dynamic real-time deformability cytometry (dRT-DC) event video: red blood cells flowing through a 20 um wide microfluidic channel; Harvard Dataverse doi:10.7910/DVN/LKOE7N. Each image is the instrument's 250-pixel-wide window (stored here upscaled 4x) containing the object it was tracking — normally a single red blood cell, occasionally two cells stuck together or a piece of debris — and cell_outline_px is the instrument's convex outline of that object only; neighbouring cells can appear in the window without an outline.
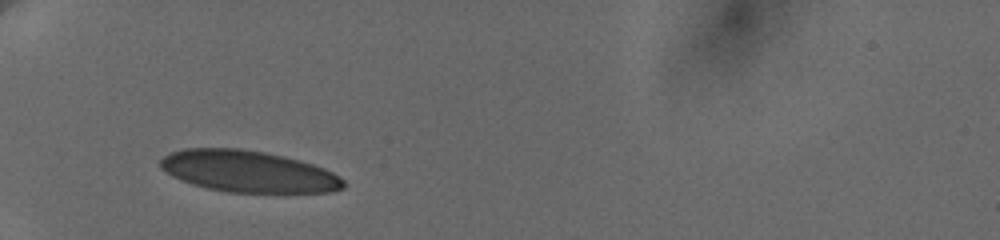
{"species": "human", "species_latin": "Homo sapiens", "temperature_condition": "cold", "stored_images_in_passage": 12, "camera_frame_rate_fps": 3000, "um_per_image_px": 0.085, "donor": {"sex": "female"}, "frame": {"image": 1, "passage_image": 1, "time_ms": 0.0, "image_size_px": [1000, 240], "cell_outline_px": [[344, 188], [332, 192], [228, 192], [208, 188], [192, 184], [180, 180], [172, 176], [160, 168], [160, 160], [164, 156], [172, 152], [184, 148], [240, 148], [264, 152], [284, 156], [300, 160], [324, 168], [340, 176], [344, 180]], "centroid_in_image_um": [21.1, 14.57], "position_along_channel_um": 63.9, "area_um2": 44.33}}
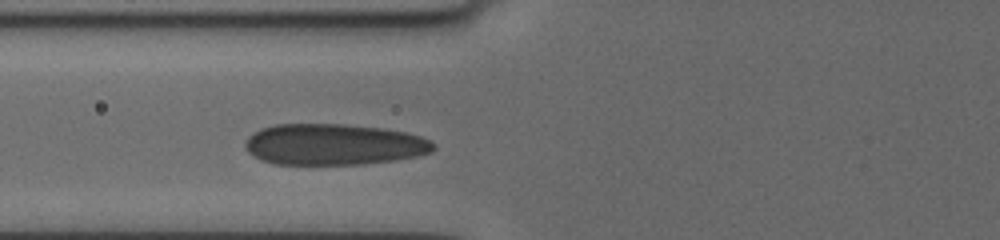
{"frame": {"image": 2, "passage_image": 9, "time_ms": 1.333, "image_size_px": [1000, 240], "cell_outline_px": [[436, 148], [432, 152], [416, 156], [396, 160], [360, 164], [272, 164], [260, 160], [252, 156], [244, 148], [244, 140], [248, 136], [260, 128], [276, 124], [340, 124], [380, 128], [408, 132], [420, 136], [436, 144]], "centroid_in_image_um": [28.33, 12.28], "position_along_channel_um": 97.5, "area_um2": 45.49}}